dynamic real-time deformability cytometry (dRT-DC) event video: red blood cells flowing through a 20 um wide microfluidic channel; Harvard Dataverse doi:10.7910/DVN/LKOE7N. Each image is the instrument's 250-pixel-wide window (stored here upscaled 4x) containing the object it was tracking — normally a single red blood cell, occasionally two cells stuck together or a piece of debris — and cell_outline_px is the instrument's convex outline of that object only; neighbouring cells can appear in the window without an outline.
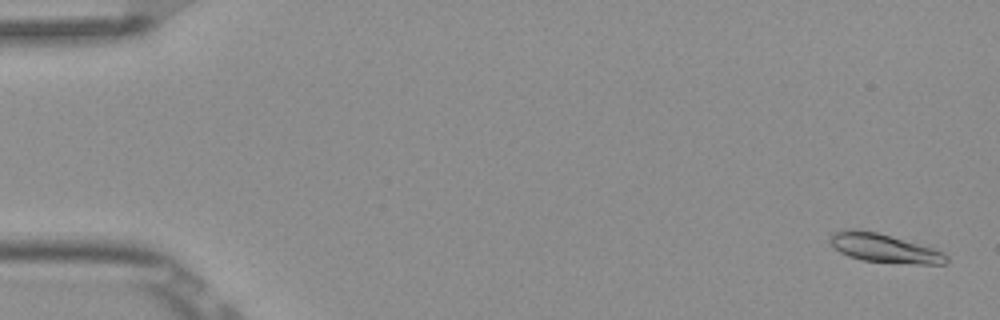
{"species": "Egyptian fruit bat (a non-hibernating species)", "species_latin": "Rousettus aegyptiacus", "temperature_condition": "room temperature", "stored_images_in_passage": 4, "camera_frame_rate_fps": 3000, "um_per_image_px": 0.085, "frame": {"image": 1, "passage_image": 1, "time_ms": 0.0, "image_size_px": [1000, 320], "cell_outline_px": [[948, 260], [944, 264], [916, 264], [864, 260], [848, 256], [840, 252], [828, 240], [836, 232], [876, 232], [932, 248], [944, 252], [948, 256]], "centroid_in_image_um": [75.26, 21.15], "position_along_channel_um": 9.7, "area_um2": 18.44}}
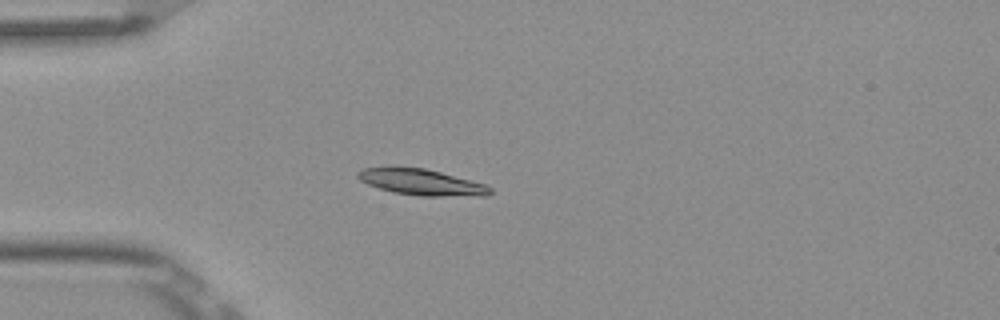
{"frame": {"image": 2, "passage_image": 4, "time_ms": 1.0, "image_size_px": [1000, 320], "cell_outline_px": [[492, 192], [488, 196], [420, 196], [392, 192], [368, 184], [360, 180], [356, 176], [356, 172], [364, 168], [392, 164], [424, 168], [440, 172], [484, 184], [492, 188]], "centroid_in_image_um": [35.75, 15.45], "position_along_channel_um": 49.3, "area_um2": 20.63}}